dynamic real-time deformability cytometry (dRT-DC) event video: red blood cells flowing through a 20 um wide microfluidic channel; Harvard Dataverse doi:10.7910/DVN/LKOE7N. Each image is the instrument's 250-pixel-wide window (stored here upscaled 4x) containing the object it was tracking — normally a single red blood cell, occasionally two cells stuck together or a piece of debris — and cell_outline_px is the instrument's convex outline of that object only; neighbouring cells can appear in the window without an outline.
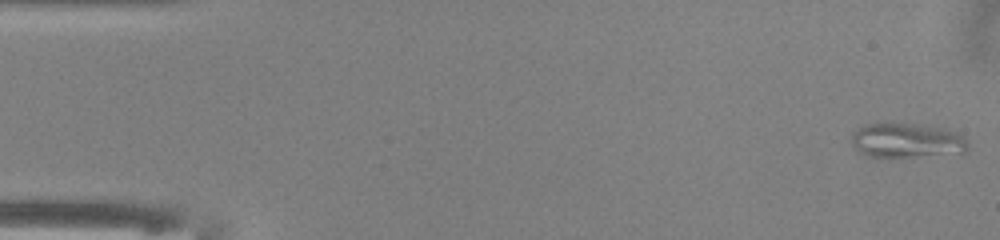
{"species": "common noctule bat (a hibernating species)", "species_latin": "Nyctalus noctula", "temperature_condition": "warm", "stored_images_in_passage": 50, "camera_frame_rate_fps": 3000, "um_per_image_px": 0.085, "animal": {"sex": "male", "body_mass_g": 13.0, "forearm_length_mm": 53.1}, "frame": {"image": 1, "passage_image": 1, "time_ms": 0.0, "image_size_px": [1000, 240], "cell_outline_px": [[968, 152], [908, 156], [872, 156], [860, 152], [852, 144], [852, 132], [864, 124], [876, 120], [892, 120], [920, 124], [944, 128], [956, 132], [968, 144]], "centroid_in_image_um": [77.0, 11.86], "position_along_channel_um": 8.0, "area_um2": 23.93}}
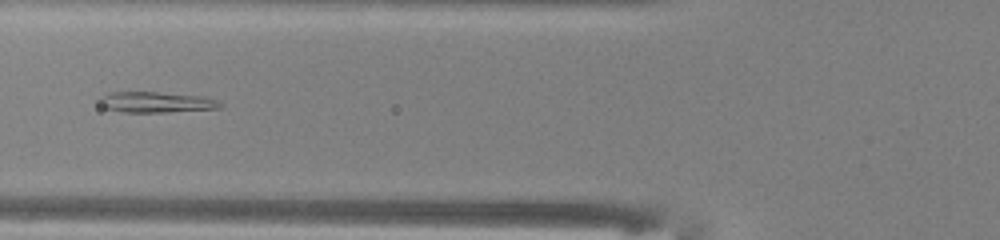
{"frame": {"image": 2, "passage_image": 19, "time_ms": 6.0, "image_size_px": [1000, 240], "cell_outline_px": [[224, 104], [220, 108], [168, 112], [124, 112], [108, 108], [104, 104], [100, 96], [108, 92], [156, 92], [204, 96], [216, 100]], "centroid_in_image_um": [13.36, 8.68], "position_along_channel_um": 112.4, "area_um2": 14.33}}
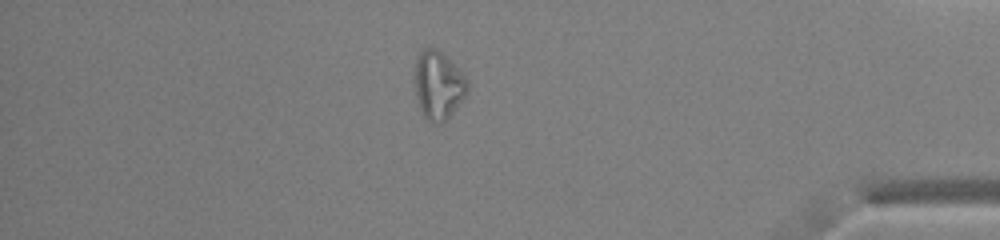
{"frame": {"image": 3, "passage_image": 43, "time_ms": 14.0, "image_size_px": [1000, 240], "cell_outline_px": [[468, 92], [452, 112], [440, 124], [432, 124], [424, 116], [420, 108], [416, 96], [416, 56], [424, 48], [436, 48], [460, 68], [464, 72], [468, 80]], "centroid_in_image_um": [37.28, 7.22], "position_along_channel_um": 397.9, "area_um2": 20.87}, "authors_computed_cell_mechanics": {"area_um2": 19.2474, "velocity_mm_per_s": 4.055, "shape_relaxation_time_tau1_ms": null, "shape_relaxation_time_tau2_ms": 4.7375, "deformation_change_tau1": null, "deformation_change_tau2": 0.0913}}